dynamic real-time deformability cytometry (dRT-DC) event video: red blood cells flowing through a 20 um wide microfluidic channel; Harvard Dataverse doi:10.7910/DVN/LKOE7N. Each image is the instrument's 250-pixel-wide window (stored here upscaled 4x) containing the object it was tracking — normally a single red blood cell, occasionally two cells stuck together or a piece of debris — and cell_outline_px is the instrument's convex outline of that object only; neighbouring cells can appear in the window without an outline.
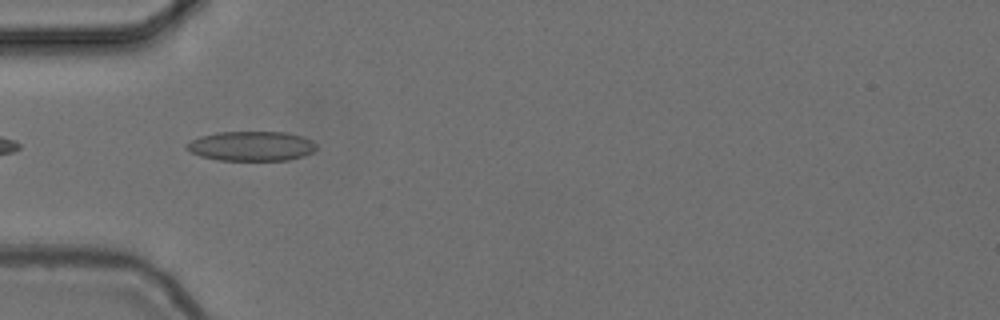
{"species": "common noctule bat (a hibernating species)", "species_latin": "Nyctalus noctula", "temperature_condition": "cold", "stored_images_in_passage": 3, "camera_frame_rate_fps": 3000, "um_per_image_px": 0.085, "animal": {"sex": "female", "body_mass_g": 24.6, "forearm_length_mm": 56.2}, "frame": {"image": 1, "passage_image": 1, "time_ms": 0.0, "image_size_px": [1000, 320], "cell_outline_px": [[316, 148], [312, 152], [304, 156], [288, 160], [220, 160], [200, 156], [184, 148], [184, 144], [200, 136], [216, 132], [288, 132], [312, 140], [316, 144]], "centroid_in_image_um": [21.35, 12.41], "position_along_channel_um": 63.6, "area_um2": 22.48}}